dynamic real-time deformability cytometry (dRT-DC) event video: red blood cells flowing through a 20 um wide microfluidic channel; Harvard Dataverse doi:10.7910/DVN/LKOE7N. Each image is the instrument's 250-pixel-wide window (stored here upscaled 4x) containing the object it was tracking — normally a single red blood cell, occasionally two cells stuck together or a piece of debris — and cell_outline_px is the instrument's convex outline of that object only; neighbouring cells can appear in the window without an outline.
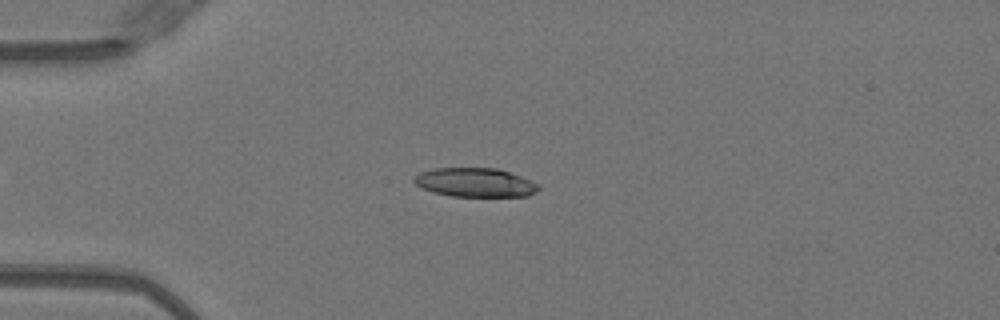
{"species": "Egyptian fruit bat (a non-hibernating species)", "species_latin": "Rousettus aegyptiacus", "temperature_condition": "warm", "stored_images_in_passage": 41, "camera_frame_rate_fps": 3000, "um_per_image_px": 0.085, "animal": {"sex": "female"}, "frame": {"image": 1, "passage_image": 13, "time_ms": 4.0, "image_size_px": [1000, 320], "cell_outline_px": [[540, 188], [536, 192], [528, 196], [452, 196], [432, 192], [416, 184], [412, 180], [420, 172], [436, 168], [496, 168], [520, 176], [540, 184]], "centroid_in_image_um": [40.41, 15.51], "position_along_channel_um": 44.6, "area_um2": 20.87}}
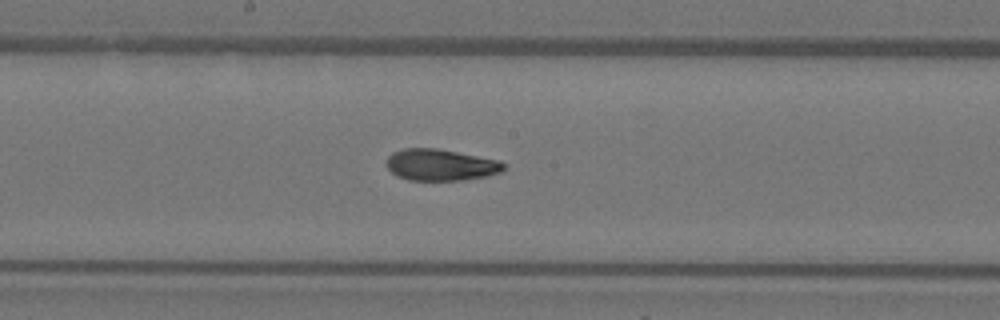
{"frame": {"image": 2, "passage_image": 27, "time_ms": 8.667, "image_size_px": [1000, 320], "cell_outline_px": [[508, 164], [504, 172], [488, 176], [464, 180], [408, 180], [396, 176], [388, 168], [388, 156], [392, 152], [404, 148], [436, 148], [500, 160]], "centroid_in_image_um": [37.53, 14.02], "position_along_channel_um": 210.7, "area_um2": 21.79}}
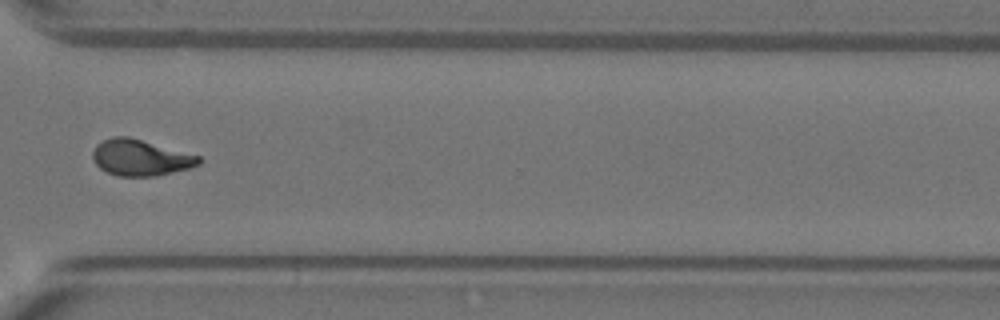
{"frame": {"image": 3, "passage_image": 38, "time_ms": 12.333, "image_size_px": [1000, 320], "cell_outline_px": [[200, 164], [192, 168], [156, 176], [116, 176], [100, 168], [96, 164], [92, 156], [92, 152], [96, 144], [112, 136], [128, 136], [200, 156]], "centroid_in_image_um": [11.94, 13.4], "position_along_channel_um": 358.7, "area_um2": 22.37}, "authors_computed_cell_mechanics": {"area_um2": 22.0796, "velocity_mm_per_s": 4.0391, "shape_relaxation_time_tau1_ms": 4.6733, "shape_relaxation_time_tau2_ms": 1.972, "deformation_change_tau1": 0.2134, "deformation_change_tau2": 0.0855}}